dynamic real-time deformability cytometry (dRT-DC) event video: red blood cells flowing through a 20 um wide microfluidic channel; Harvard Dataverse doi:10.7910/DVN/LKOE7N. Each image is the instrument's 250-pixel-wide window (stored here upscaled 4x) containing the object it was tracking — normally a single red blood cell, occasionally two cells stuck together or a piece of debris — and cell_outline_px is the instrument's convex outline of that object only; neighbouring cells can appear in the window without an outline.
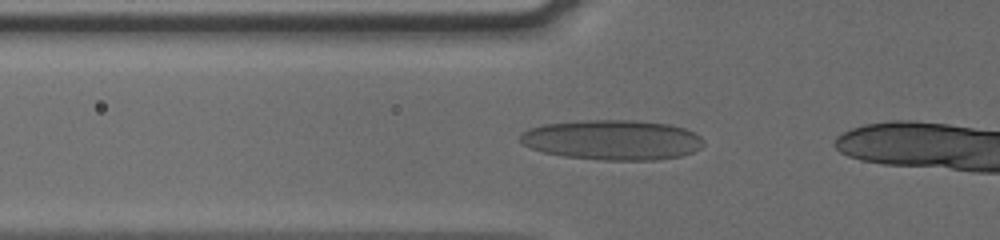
{"species": "human", "species_latin": "Homo sapiens", "temperature_condition": "cold", "stored_images_in_passage": 5, "camera_frame_rate_fps": 3000, "um_per_image_px": 0.085, "donor": {"sex": "male"}, "frame": {"image": 1, "passage_image": 2, "time_ms": 0.333, "image_size_px": [1000, 240], "cell_outline_px": [[704, 144], [700, 148], [692, 152], [680, 156], [652, 160], [604, 160], [564, 156], [544, 152], [532, 148], [524, 144], [520, 140], [520, 136], [528, 128], [544, 124], [580, 120], [632, 120], [668, 124], [684, 128], [700, 136], [704, 140]], "centroid_in_image_um": [52.06, 11.88], "position_along_channel_um": 73.7, "area_um2": 42.6}}